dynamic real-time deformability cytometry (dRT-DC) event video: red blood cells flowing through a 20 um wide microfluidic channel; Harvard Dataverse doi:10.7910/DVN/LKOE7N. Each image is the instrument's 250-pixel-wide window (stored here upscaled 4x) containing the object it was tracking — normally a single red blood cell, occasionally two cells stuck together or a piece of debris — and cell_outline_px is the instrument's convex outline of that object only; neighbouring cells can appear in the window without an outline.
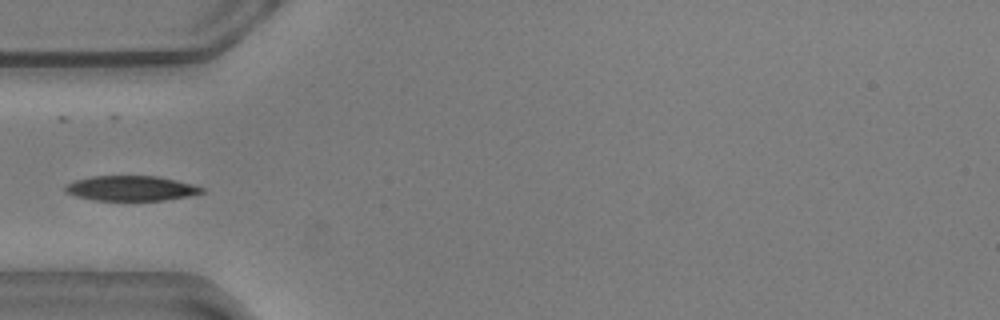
{"species": "common noctule bat (a hibernating species)", "species_latin": "Nyctalus noctula", "temperature_condition": "warm", "stored_images_in_passage": 28, "camera_frame_rate_fps": 3000, "um_per_image_px": 0.085, "animal": {"sex": "male", "body_mass_g": 20.5, "forearm_length_mm": 52.5}, "frame": {"image": 1, "passage_image": 1, "time_ms": 0.0, "image_size_px": [1000, 320], "cell_outline_px": [[204, 192], [188, 196], [164, 200], [92, 200], [76, 196], [64, 192], [64, 188], [68, 184], [76, 180], [92, 176], [160, 176], [192, 184], [204, 188]], "centroid_in_image_um": [11.13, 16.0], "position_along_channel_um": 73.9, "area_um2": 19.83}}
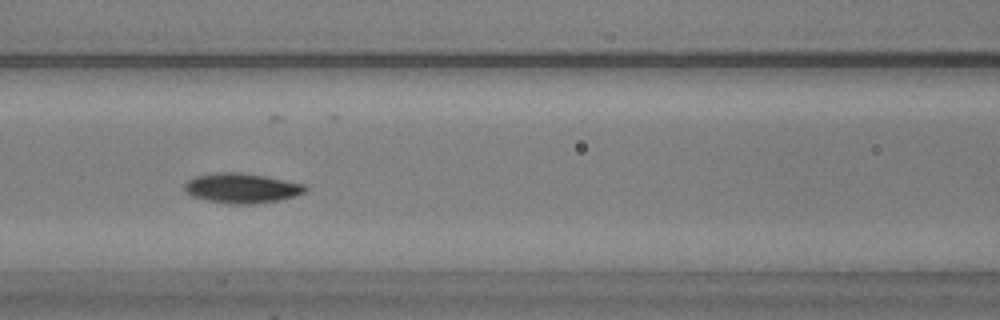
{"frame": {"image": 2, "passage_image": 7, "time_ms": 2.0, "image_size_px": [1000, 320], "cell_outline_px": [[308, 188], [304, 192], [296, 196], [280, 200], [252, 204], [228, 204], [208, 200], [192, 196], [184, 188], [184, 184], [192, 176], [216, 172], [240, 172], [264, 176], [304, 184]], "centroid_in_image_um": [20.53, 15.99], "position_along_channel_um": 146.1, "area_um2": 21.04}}
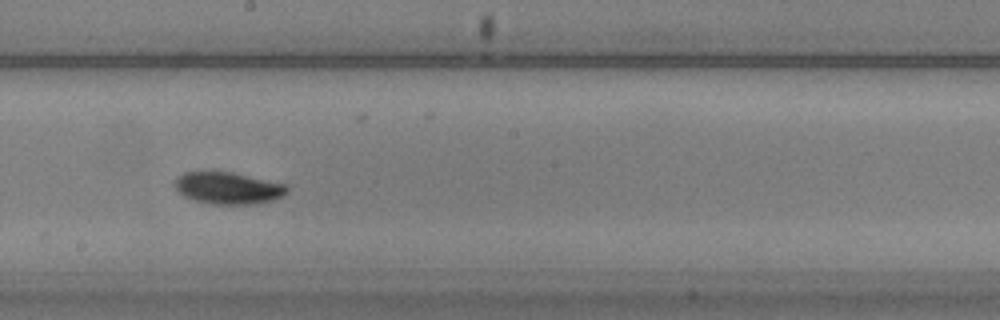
{"frame": {"image": 3, "passage_image": 14, "time_ms": 4.333, "image_size_px": [1000, 320], "cell_outline_px": [[288, 192], [284, 196], [272, 200], [256, 204], [212, 204], [196, 200], [184, 196], [176, 188], [176, 176], [184, 172], [232, 172], [288, 184]], "centroid_in_image_um": [19.45, 15.98], "position_along_channel_um": 228.8, "area_um2": 20.87}}